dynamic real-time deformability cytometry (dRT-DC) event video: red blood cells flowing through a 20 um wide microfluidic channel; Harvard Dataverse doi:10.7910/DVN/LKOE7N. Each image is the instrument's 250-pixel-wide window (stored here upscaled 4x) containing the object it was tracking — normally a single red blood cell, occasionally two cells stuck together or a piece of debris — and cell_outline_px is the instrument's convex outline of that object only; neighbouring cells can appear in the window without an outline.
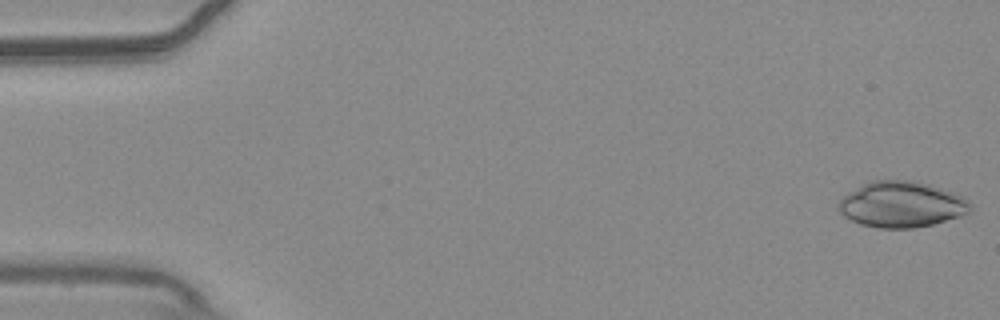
{"species": "common noctule bat (a hibernating species)", "species_latin": "Nyctalus noctula", "temperature_condition": "warm", "stored_images_in_passage": 53, "camera_frame_rate_fps": 3000, "um_per_image_px": 0.085, "animal": {"sex": "male", "body_mass_g": 20.4}, "frame": {"image": 1, "passage_image": 1, "time_ms": 0.0, "image_size_px": [1000, 320], "cell_outline_px": [[972, 204], [968, 212], [960, 216], [932, 224], [912, 228], [880, 228], [860, 224], [844, 216], [840, 212], [836, 204], [848, 192], [868, 180], [916, 180], [964, 196]], "centroid_in_image_um": [76.61, 17.36], "position_along_channel_um": 8.4, "area_um2": 35.32}}
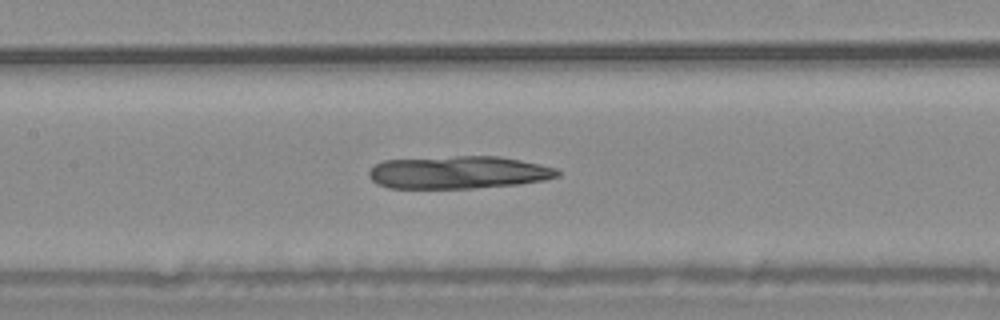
{"frame": {"image": 2, "passage_image": 25, "time_ms": 8.0, "image_size_px": [1000, 320], "cell_outline_px": [[560, 176], [544, 180], [520, 184], [472, 188], [388, 188], [372, 180], [368, 176], [368, 172], [376, 164], [384, 160], [456, 156], [500, 156], [540, 164], [556, 168], [560, 172]], "centroid_in_image_um": [38.99, 14.65], "position_along_channel_um": 168.4, "area_um2": 35.95}}
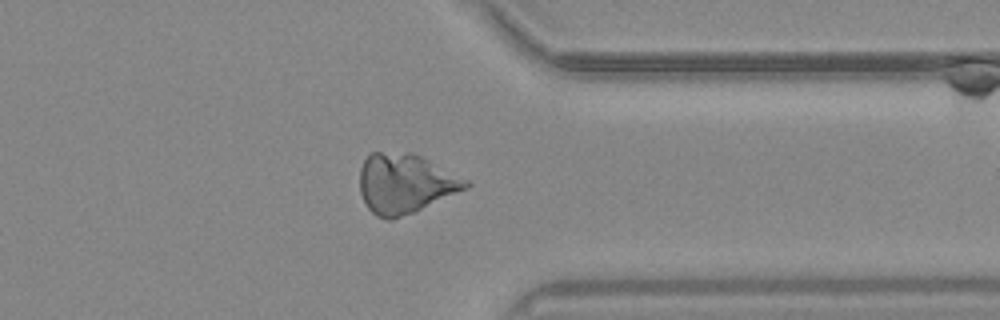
{"frame": {"image": 3, "passage_image": 42, "time_ms": 13.667, "image_size_px": [1000, 320], "cell_outline_px": [[472, 184], [468, 188], [412, 212], [392, 220], [388, 220], [376, 216], [368, 208], [360, 192], [360, 168], [364, 160], [372, 152], [412, 152], [468, 180]], "centroid_in_image_um": [34.42, 15.59], "position_along_channel_um": 377.0, "area_um2": 36.47}}